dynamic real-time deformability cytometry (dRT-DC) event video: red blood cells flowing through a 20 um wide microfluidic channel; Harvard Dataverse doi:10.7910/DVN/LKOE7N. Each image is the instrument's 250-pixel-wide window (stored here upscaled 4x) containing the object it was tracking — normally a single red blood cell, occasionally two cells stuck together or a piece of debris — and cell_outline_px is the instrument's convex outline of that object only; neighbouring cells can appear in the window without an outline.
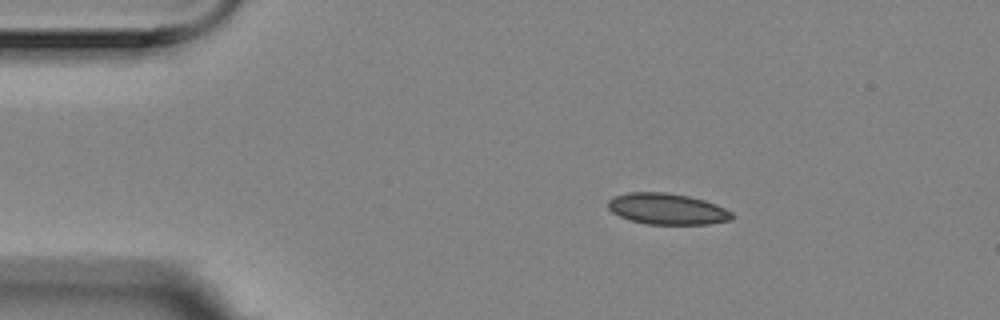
{"species": "Egyptian fruit bat (a non-hibernating species)", "species_latin": "Rousettus aegyptiacus", "temperature_condition": "room temperature", "stored_images_in_passage": 3, "camera_frame_rate_fps": 3000, "um_per_image_px": 0.085, "animal": {"sex": "female"}, "frame": {"image": 1, "passage_image": 1, "time_ms": 0.0, "image_size_px": [1000, 320], "cell_outline_px": [[732, 220], [708, 224], [644, 224], [628, 220], [612, 212], [608, 208], [608, 200], [616, 196], [628, 192], [664, 192], [688, 196], [704, 200], [716, 204], [732, 212]], "centroid_in_image_um": [56.69, 17.76], "position_along_channel_um": 28.3, "area_um2": 22.48}}
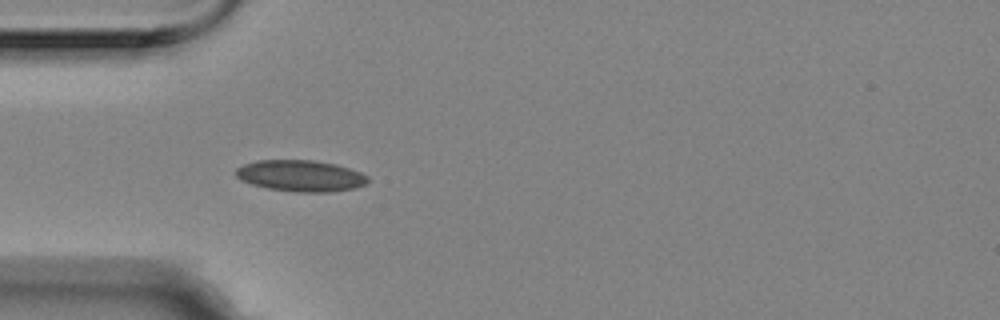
{"frame": {"image": 2, "passage_image": 3, "time_ms": 0.667, "image_size_px": [1000, 320], "cell_outline_px": [[368, 180], [364, 184], [352, 188], [332, 192], [296, 192], [268, 188], [252, 184], [240, 180], [236, 176], [236, 168], [244, 164], [256, 160], [312, 160], [336, 164], [360, 172], [368, 176]], "centroid_in_image_um": [25.53, 14.94], "position_along_channel_um": 59.5, "area_um2": 23.99}}